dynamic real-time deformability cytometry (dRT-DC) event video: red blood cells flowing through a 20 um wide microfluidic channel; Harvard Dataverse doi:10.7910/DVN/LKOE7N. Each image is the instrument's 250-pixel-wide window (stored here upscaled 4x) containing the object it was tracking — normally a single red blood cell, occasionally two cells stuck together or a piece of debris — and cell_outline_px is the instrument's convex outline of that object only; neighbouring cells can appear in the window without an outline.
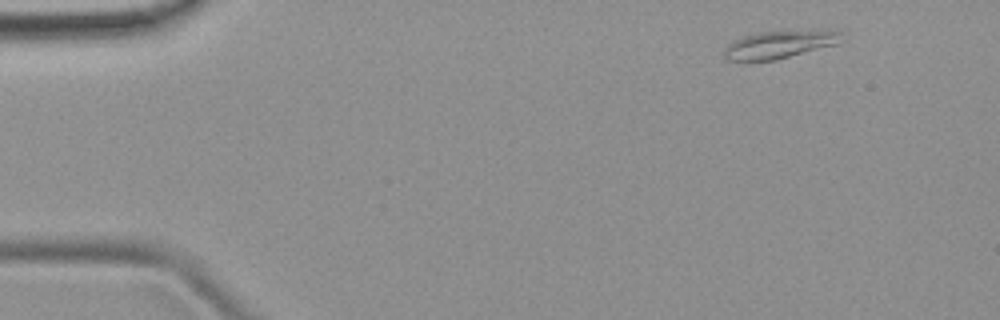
{"species": "common noctule bat (a hibernating species)", "species_latin": "Nyctalus noctula", "temperature_condition": "room temperature", "stored_images_in_passage": 3, "camera_frame_rate_fps": 3000, "um_per_image_px": 0.085, "animal": {"sex": "female", "body_mass_g": 19.9}, "frame": {"image": 1, "passage_image": 1, "time_ms": 0.0, "image_size_px": [1000, 320], "cell_outline_px": [[844, 32], [836, 44], [776, 60], [728, 60], [724, 56], [724, 52], [728, 44], [744, 36], [760, 32]], "centroid_in_image_um": [66.17, 3.82], "position_along_channel_um": 18.8, "area_um2": 17.86}}